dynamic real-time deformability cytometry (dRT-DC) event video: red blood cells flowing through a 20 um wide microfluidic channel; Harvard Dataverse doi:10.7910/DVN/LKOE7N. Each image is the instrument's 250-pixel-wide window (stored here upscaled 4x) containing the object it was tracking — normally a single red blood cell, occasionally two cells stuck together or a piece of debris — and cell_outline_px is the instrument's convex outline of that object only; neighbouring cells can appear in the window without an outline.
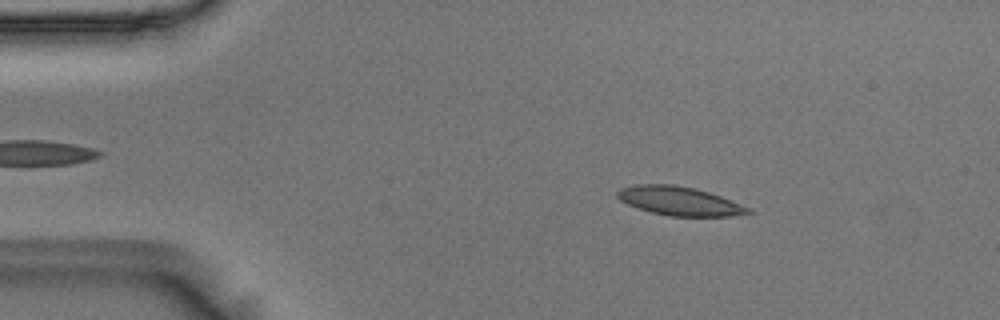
{"species": "Egyptian fruit bat (a non-hibernating species)", "species_latin": "Rousettus aegyptiacus", "temperature_condition": "room temperature", "stored_images_in_passage": 54, "camera_frame_rate_fps": 3000, "um_per_image_px": 0.085, "animal": {"sex": "male"}, "frame": {"image": 1, "passage_image": 8, "time_ms": 2.333, "image_size_px": [1000, 320], "cell_outline_px": [[752, 212], [732, 216], [668, 216], [636, 208], [620, 200], [616, 196], [616, 192], [620, 188], [636, 184], [672, 184], [696, 188], [720, 196], [752, 208]], "centroid_in_image_um": [57.73, 17.08], "position_along_channel_um": 27.3, "area_um2": 22.02}}
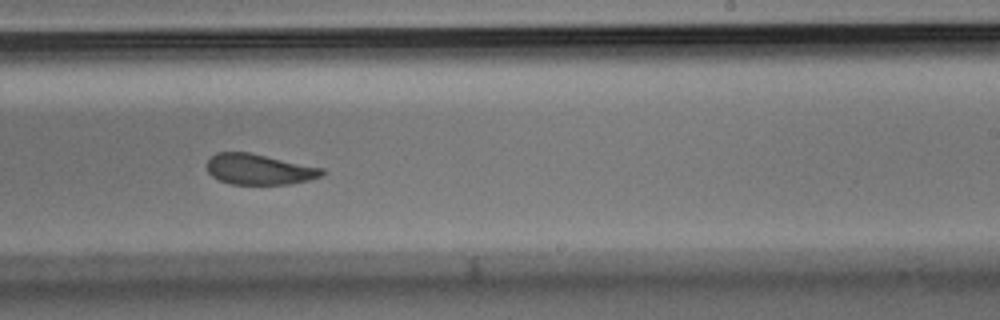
{"frame": {"image": 2, "passage_image": 33, "time_ms": 10.667, "image_size_px": [1000, 320], "cell_outline_px": [[324, 172], [320, 176], [308, 180], [288, 184], [228, 184], [212, 176], [208, 172], [208, 160], [216, 152], [248, 152], [324, 168]], "centroid_in_image_um": [22.01, 14.39], "position_along_channel_um": 267.0, "area_um2": 20.35}}
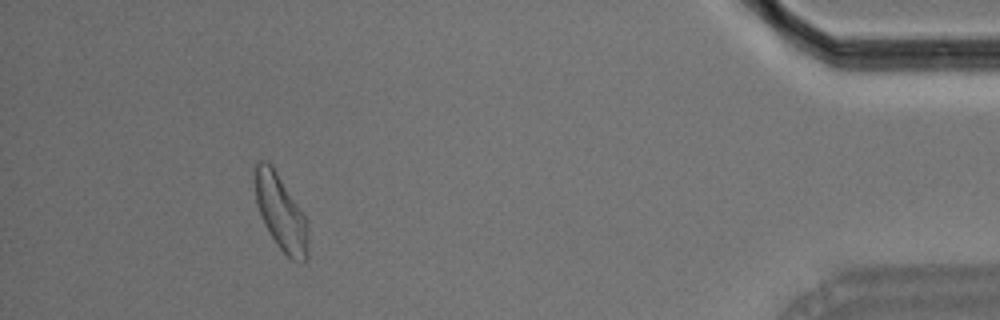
{"frame": {"image": 3, "passage_image": 50, "time_ms": 16.333, "image_size_px": [1000, 320], "cell_outline_px": [[308, 256], [304, 260], [292, 260], [276, 244], [264, 224], [260, 216], [256, 204], [252, 180], [252, 164], [256, 160], [268, 160], [272, 164], [308, 220]], "centroid_in_image_um": [23.8, 17.95], "position_along_channel_um": 411.4, "area_um2": 24.22}, "authors_computed_cell_mechanics": {"area_um2": 22.1663, "velocity_mm_per_s": 3.5963, "shape_relaxation_time_tau1_ms": 7.3196, "shape_relaxation_time_tau2_ms": 2.8861, "deformation_change_tau1": 0.1575, "deformation_change_tau2": 0.0935}}